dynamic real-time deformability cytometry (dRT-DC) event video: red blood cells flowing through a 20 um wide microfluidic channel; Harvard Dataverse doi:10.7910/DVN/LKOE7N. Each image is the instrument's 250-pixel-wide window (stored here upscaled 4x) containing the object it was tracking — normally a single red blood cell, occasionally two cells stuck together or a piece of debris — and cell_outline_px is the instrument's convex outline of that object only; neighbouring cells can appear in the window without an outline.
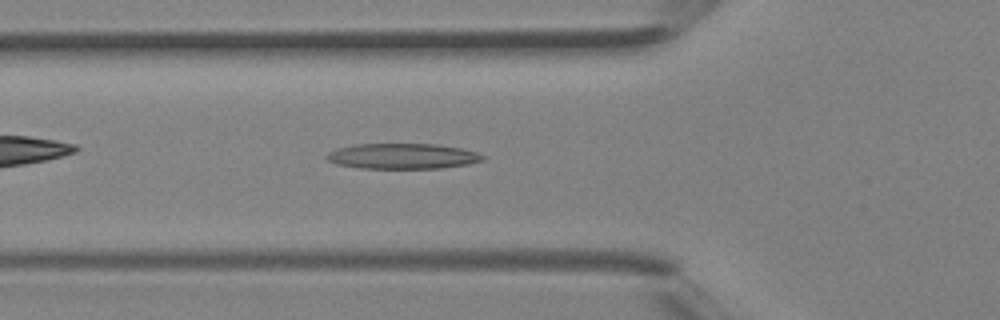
{"species": "Egyptian fruit bat (a non-hibernating species)", "species_latin": "Rousettus aegyptiacus", "temperature_condition": "room temperature", "stored_images_in_passage": 40, "camera_frame_rate_fps": 3000, "um_per_image_px": 0.085, "animal": {"sex": "female"}, "frame": {"image": 1, "passage_image": 14, "time_ms": 4.333, "image_size_px": [1000, 320], "cell_outline_px": [[484, 160], [468, 164], [440, 168], [360, 168], [336, 164], [328, 160], [324, 156], [328, 152], [336, 148], [356, 144], [436, 144], [460, 148], [476, 152], [484, 156]], "centroid_in_image_um": [34.18, 13.27], "position_along_channel_um": 91.6, "area_um2": 23.12}}
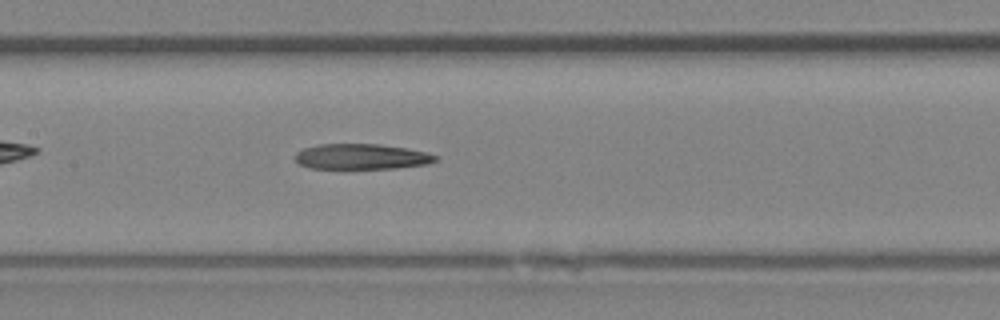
{"frame": {"image": 2, "passage_image": 19, "time_ms": 6.0, "image_size_px": [1000, 320], "cell_outline_px": [[440, 160], [428, 164], [396, 168], [308, 168], [300, 164], [296, 160], [296, 152], [304, 148], [320, 144], [380, 144], [408, 148], [428, 152], [440, 156]], "centroid_in_image_um": [30.82, 13.31], "position_along_channel_um": 176.6, "area_um2": 20.98}}
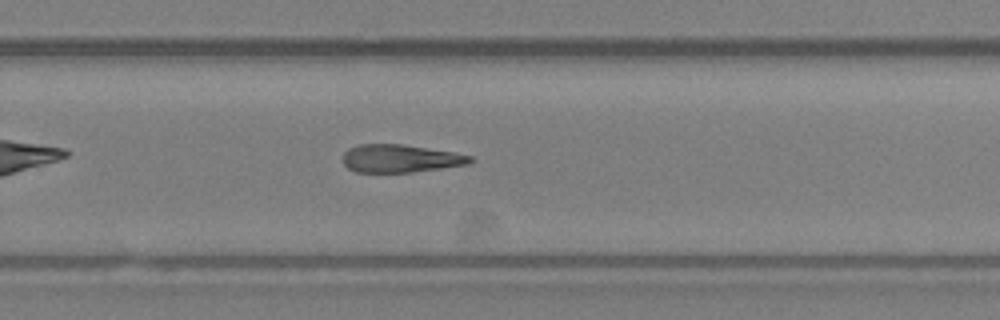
{"frame": {"image": 3, "passage_image": 26, "time_ms": 8.333, "image_size_px": [1000, 320], "cell_outline_px": [[472, 160], [468, 164], [412, 172], [356, 172], [348, 168], [344, 164], [344, 152], [348, 148], [356, 144], [400, 144], [456, 152], [472, 156]], "centroid_in_image_um": [34.01, 13.46], "position_along_channel_um": 295.8, "area_um2": 20.63}}